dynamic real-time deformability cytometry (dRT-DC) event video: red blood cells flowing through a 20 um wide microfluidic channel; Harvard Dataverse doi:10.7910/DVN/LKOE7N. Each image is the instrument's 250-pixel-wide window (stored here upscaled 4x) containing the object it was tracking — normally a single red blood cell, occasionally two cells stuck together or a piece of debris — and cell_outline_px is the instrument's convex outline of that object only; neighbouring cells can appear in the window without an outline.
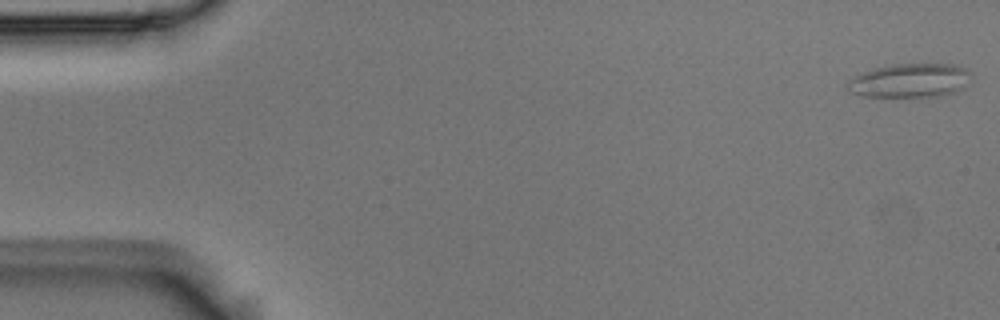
{"species": "Egyptian fruit bat (a non-hibernating species)", "species_latin": "Rousettus aegyptiacus", "temperature_condition": "room temperature", "stored_images_in_passage": 11, "camera_frame_rate_fps": 3000, "um_per_image_px": 0.085, "animal": {"sex": "male"}, "frame": {"image": 1, "passage_image": 1, "time_ms": 0.0, "image_size_px": [1000, 320], "cell_outline_px": [[972, 76], [952, 92], [940, 96], [860, 96], [848, 92], [844, 88], [844, 84], [852, 76], [872, 68], [892, 64], [952, 64], [964, 68], [972, 72]], "centroid_in_image_um": [77.2, 6.83], "position_along_channel_um": 7.8, "area_um2": 24.45}}